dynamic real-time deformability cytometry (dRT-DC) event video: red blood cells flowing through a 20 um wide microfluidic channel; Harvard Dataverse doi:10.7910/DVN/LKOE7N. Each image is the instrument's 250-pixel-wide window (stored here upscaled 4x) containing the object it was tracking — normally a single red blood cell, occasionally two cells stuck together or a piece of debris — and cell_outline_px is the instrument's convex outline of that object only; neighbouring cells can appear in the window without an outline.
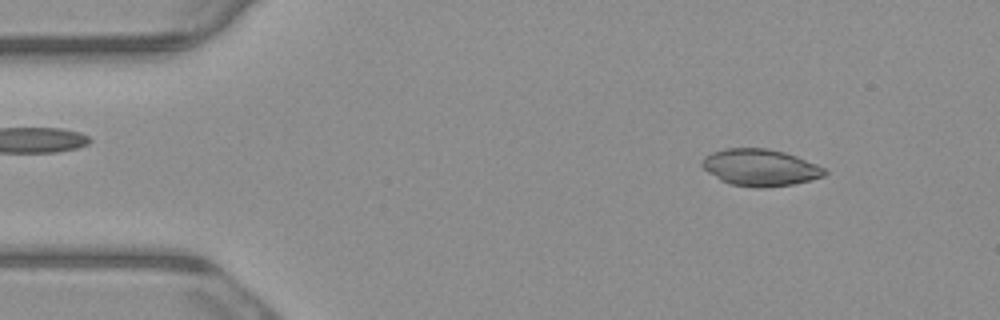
{"species": "common noctule bat (a hibernating species)", "species_latin": "Nyctalus noctula", "temperature_condition": "warm", "stored_images_in_passage": 5, "camera_frame_rate_fps": 3000, "um_per_image_px": 0.085, "animal": {"sex": "male", "body_mass_g": 23.1, "forearm_length_mm": 52.7}, "frame": {"image": 1, "passage_image": 1, "time_ms": 0.0, "image_size_px": [1000, 320], "cell_outline_px": [[828, 172], [824, 176], [812, 180], [792, 184], [764, 188], [756, 188], [732, 184], [720, 180], [708, 172], [700, 164], [700, 160], [704, 156], [712, 152], [724, 148], [768, 148], [784, 152], [796, 156], [816, 164], [824, 168]], "centroid_in_image_um": [64.6, 14.24], "position_along_channel_um": 20.4, "area_um2": 26.41}}
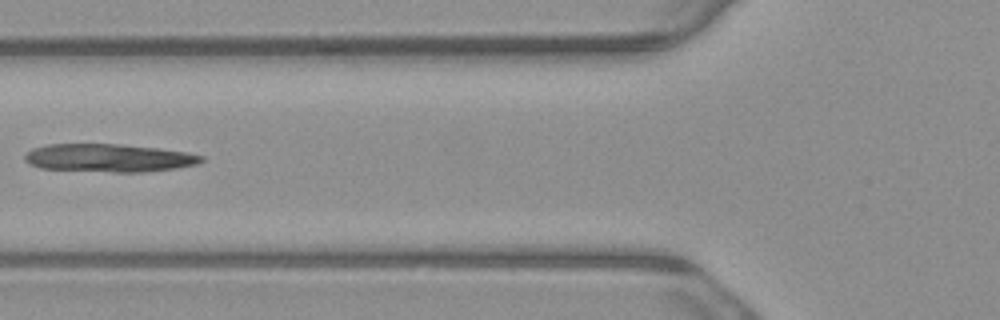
{"frame": {"image": 2, "passage_image": 5, "time_ms": 1.333, "image_size_px": [1000, 320], "cell_outline_px": [[204, 160], [196, 164], [176, 168], [144, 172], [112, 172], [40, 168], [28, 164], [24, 160], [24, 156], [32, 148], [48, 144], [120, 144], [156, 148], [188, 152], [204, 156]], "centroid_in_image_um": [9.24, 13.42], "position_along_channel_um": 116.6, "area_um2": 28.9}}